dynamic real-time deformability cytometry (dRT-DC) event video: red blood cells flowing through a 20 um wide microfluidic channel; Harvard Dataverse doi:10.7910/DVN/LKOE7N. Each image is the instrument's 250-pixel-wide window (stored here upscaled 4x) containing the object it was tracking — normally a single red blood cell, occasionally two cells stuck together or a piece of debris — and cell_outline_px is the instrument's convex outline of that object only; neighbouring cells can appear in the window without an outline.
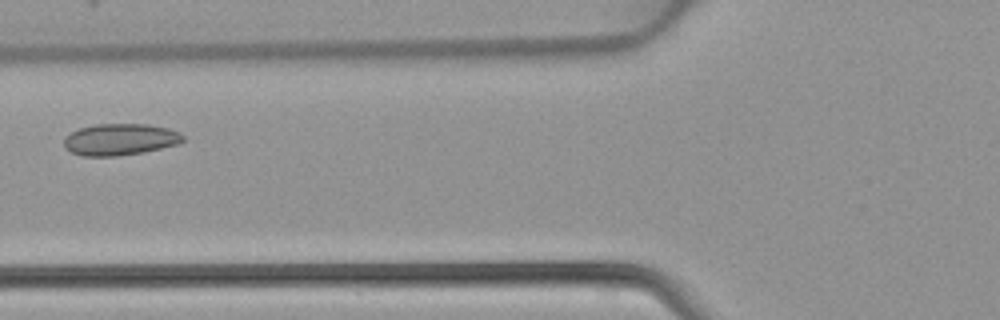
{"species": "common noctule bat (a hibernating species)", "species_latin": "Nyctalus noctula", "temperature_condition": "warm", "stored_images_in_passage": 4, "camera_frame_rate_fps": 3000, "um_per_image_px": 0.085, "animal": {"sex": "female", "body_mass_g": 22.7, "forearm_length_mm": 54.2}, "frame": {"image": 1, "passage_image": 3, "time_ms": 0.667, "image_size_px": [1000, 320], "cell_outline_px": [[184, 140], [180, 144], [144, 152], [116, 156], [80, 156], [64, 148], [64, 136], [80, 128], [96, 124], [148, 124], [168, 128], [180, 132], [184, 136]], "centroid_in_image_um": [10.22, 11.86], "position_along_channel_um": 115.6, "area_um2": 22.14}}
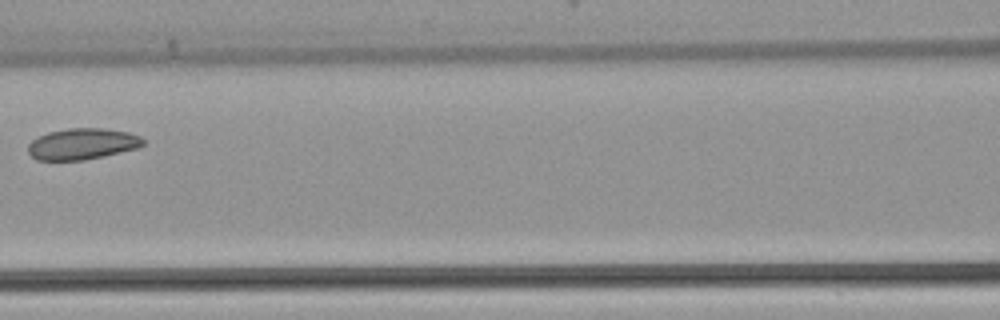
{"frame": {"image": 2, "passage_image": 4, "time_ms": 1.0, "image_size_px": [1000, 320], "cell_outline_px": [[144, 144], [140, 148], [104, 156], [84, 160], [36, 160], [28, 152], [28, 144], [32, 140], [48, 132], [68, 128], [104, 128], [128, 132], [140, 136], [144, 140]], "centroid_in_image_um": [7.02, 12.23], "position_along_channel_um": 159.6, "area_um2": 21.04}}